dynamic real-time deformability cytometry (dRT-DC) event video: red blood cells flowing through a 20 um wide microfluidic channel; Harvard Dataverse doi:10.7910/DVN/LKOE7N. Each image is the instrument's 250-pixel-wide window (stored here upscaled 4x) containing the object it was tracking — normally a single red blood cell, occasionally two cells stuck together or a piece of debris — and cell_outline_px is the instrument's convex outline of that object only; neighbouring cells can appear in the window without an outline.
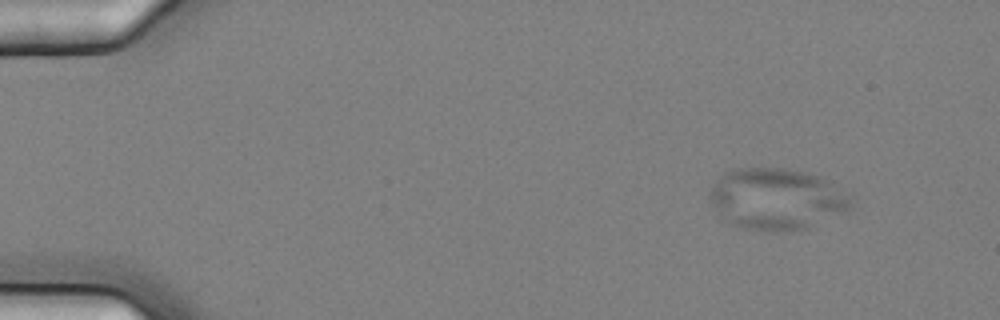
{"species": "common noctule bat (a hibernating species)", "species_latin": "Nyctalus noctula", "temperature_condition": "cold", "stored_images_in_passage": 4, "camera_frame_rate_fps": 3000, "um_per_image_px": 0.085, "animal": {"sex": "female", "body_mass_g": 25.1}, "frame": {"image": 1, "passage_image": 1, "time_ms": 0.0, "image_size_px": [1000, 320], "cell_outline_px": [[852, 196], [848, 212], [808, 228], [768, 232], [744, 228], [720, 220], [708, 196], [716, 180], [724, 172], [732, 168], [784, 168], [804, 172], [820, 176], [852, 192]], "centroid_in_image_um": [66.04, 16.92], "position_along_channel_um": 19.0, "area_um2": 51.5}}
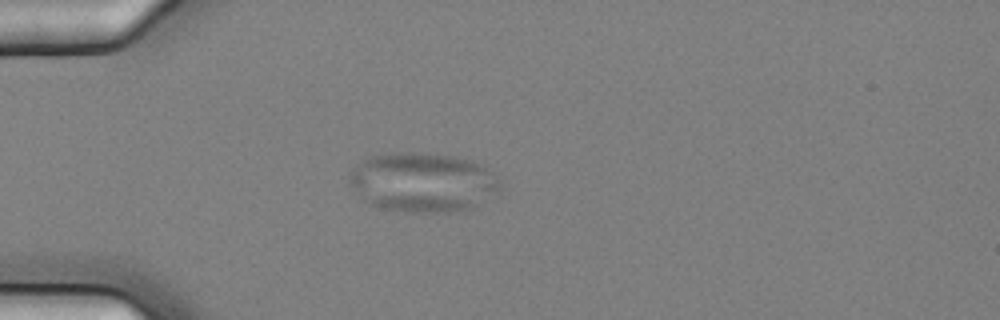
{"frame": {"image": 2, "passage_image": 4, "time_ms": 1.0, "image_size_px": [1000, 320], "cell_outline_px": [[500, 188], [472, 208], [448, 212], [404, 212], [376, 208], [364, 200], [348, 180], [352, 168], [356, 164], [372, 156], [400, 152], [420, 152], [452, 156], [472, 160], [480, 164], [496, 176], [500, 184]], "centroid_in_image_um": [35.9, 15.5], "position_along_channel_um": 49.1, "area_um2": 51.9}}